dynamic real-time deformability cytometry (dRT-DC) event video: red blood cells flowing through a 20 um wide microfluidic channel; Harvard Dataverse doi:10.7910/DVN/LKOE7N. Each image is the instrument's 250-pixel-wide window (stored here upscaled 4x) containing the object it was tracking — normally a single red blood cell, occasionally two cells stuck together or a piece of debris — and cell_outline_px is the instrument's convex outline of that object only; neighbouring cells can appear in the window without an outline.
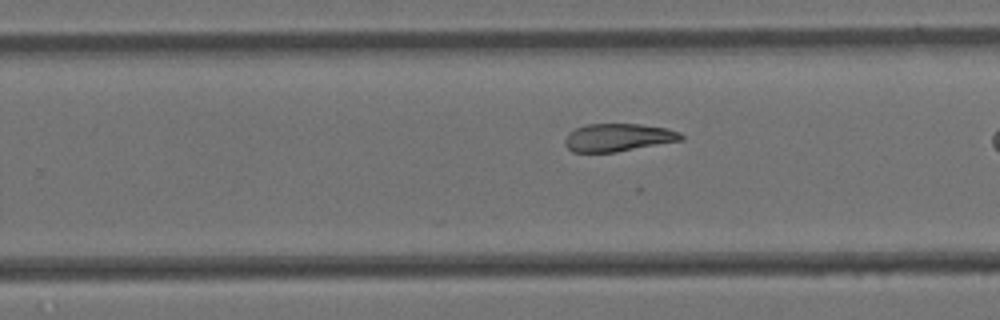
{"species": "Egyptian fruit bat (a non-hibernating species)", "species_latin": "Rousettus aegyptiacus", "temperature_condition": "cold", "stored_images_in_passage": 29, "camera_frame_rate_fps": 3000, "um_per_image_px": 0.085, "animal": {"sex": "female"}, "frame": {"image": 1, "passage_image": 21, "time_ms": 6.667, "image_size_px": [1000, 320], "cell_outline_px": [[684, 140], [616, 152], [572, 152], [564, 144], [564, 140], [568, 132], [584, 124], [640, 124], [668, 128], [680, 132], [684, 136]], "centroid_in_image_um": [52.55, 11.68], "position_along_channel_um": 277.3, "area_um2": 19.07}}
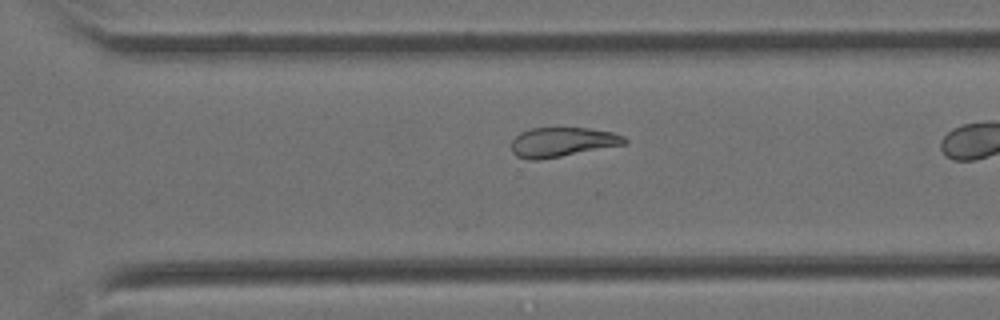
{"frame": {"image": 2, "passage_image": 25, "time_ms": 8.0, "image_size_px": [1000, 320], "cell_outline_px": [[628, 144], [540, 160], [528, 160], [516, 156], [512, 152], [512, 140], [520, 132], [532, 128], [588, 128], [612, 132], [624, 136], [628, 140]], "centroid_in_image_um": [47.81, 12.08], "position_along_channel_um": 322.8, "area_um2": 19.59}}